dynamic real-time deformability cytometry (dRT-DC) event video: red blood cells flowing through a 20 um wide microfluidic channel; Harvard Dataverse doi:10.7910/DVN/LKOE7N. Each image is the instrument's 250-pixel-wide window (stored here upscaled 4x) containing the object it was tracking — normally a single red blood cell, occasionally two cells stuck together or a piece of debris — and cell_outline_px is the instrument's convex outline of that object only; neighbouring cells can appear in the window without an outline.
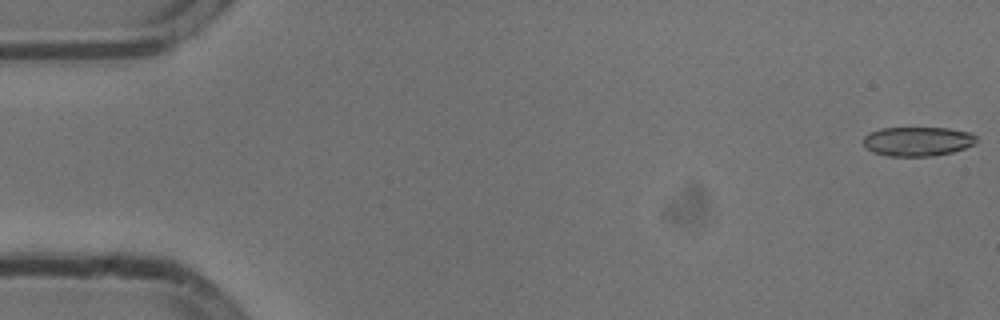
{"species": "common noctule bat (a hibernating species)", "species_latin": "Nyctalus noctula", "temperature_condition": "cold", "stored_images_in_passage": 54, "camera_frame_rate_fps": 3000, "um_per_image_px": 0.085, "animal": {"sex": "male", "body_mass_g": 13.3}, "frame": {"image": 1, "passage_image": 1, "time_ms": 0.0, "image_size_px": [1000, 320], "cell_outline_px": [[976, 140], [972, 144], [964, 148], [952, 152], [932, 156], [888, 156], [872, 152], [864, 144], [864, 136], [880, 128], [948, 128], [972, 132], [976, 136]], "centroid_in_image_um": [78.0, 12.01], "position_along_channel_um": 7.0, "area_um2": 19.19}}
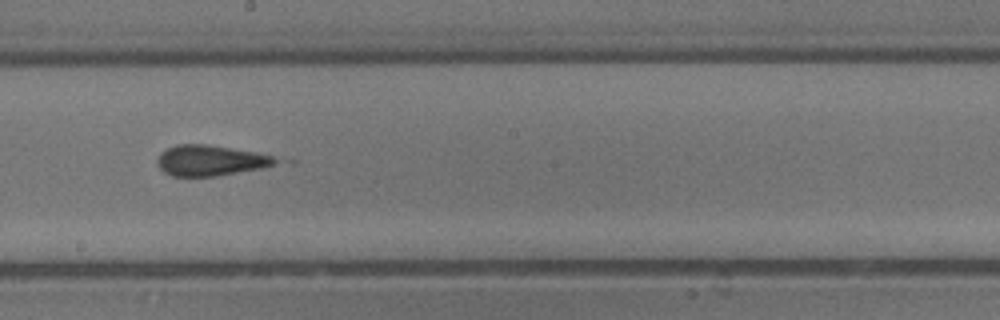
{"frame": {"image": 2, "passage_image": 30, "time_ms": 9.667, "image_size_px": [1000, 320], "cell_outline_px": [[296, 164], [216, 176], [172, 176], [164, 172], [156, 164], [156, 160], [160, 152], [176, 144], [208, 144], [256, 152], [296, 160]], "centroid_in_image_um": [18.23, 13.65], "position_along_channel_um": 230.0, "area_um2": 22.66}}
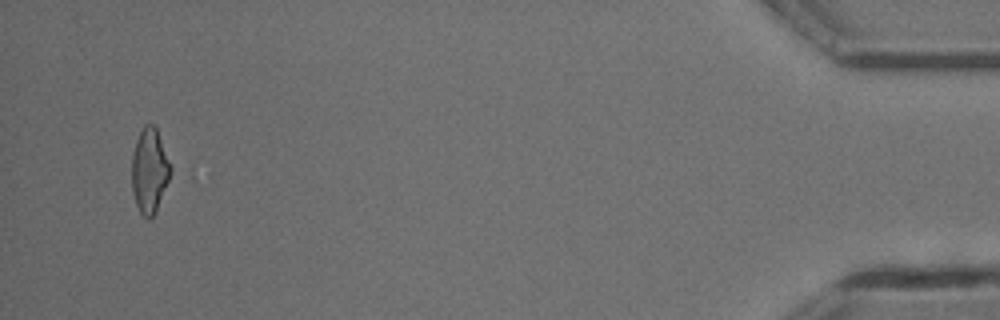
{"frame": {"image": 3, "passage_image": 52, "time_ms": 17.0, "image_size_px": [1000, 320], "cell_outline_px": [[172, 172], [156, 212], [148, 220], [140, 212], [136, 204], [132, 188], [132, 156], [136, 140], [144, 124], [156, 124], [172, 168]], "centroid_in_image_um": [12.73, 14.47], "position_along_channel_um": 422.5, "area_um2": 19.31}, "authors_computed_cell_mechanics": {"area_um2": 20.4612, "velocity_mm_per_s": 3.8129, "shape_relaxation_time_tau1_ms": null, "shape_relaxation_time_tau2_ms": 1.9069, "deformation_change_tau1": null, "deformation_change_tau2": 0.1289}}